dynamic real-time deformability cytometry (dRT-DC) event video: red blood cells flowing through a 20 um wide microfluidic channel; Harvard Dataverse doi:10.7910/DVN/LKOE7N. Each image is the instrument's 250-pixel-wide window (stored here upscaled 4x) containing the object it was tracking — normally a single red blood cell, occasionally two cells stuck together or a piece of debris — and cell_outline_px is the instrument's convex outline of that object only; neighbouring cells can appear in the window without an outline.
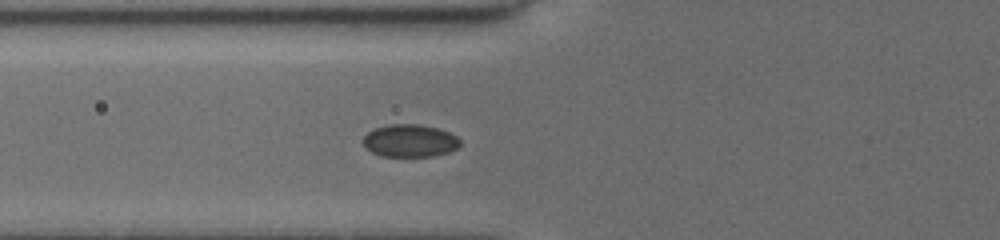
{"species": "common noctule bat (a hibernating species)", "species_latin": "Nyctalus noctula", "temperature_condition": "cold", "stored_images_in_passage": 36, "segment_of_instrument_passage": [1, 2], "camera_frame_rate_fps": 3000, "um_per_image_px": 0.085, "animal": {"sex": "female", "body_mass_g": 19.5, "forearm_length_mm": 54.1}, "frame": {"image": 1, "passage_image": 2, "time_ms": 0.333, "image_size_px": [1000, 240], "cell_outline_px": [[460, 148], [448, 152], [432, 156], [380, 156], [364, 148], [360, 140], [368, 132], [376, 128], [392, 124], [416, 124], [436, 128], [448, 132], [456, 136], [460, 140]], "centroid_in_image_um": [34.81, 11.97], "position_along_channel_um": 91.0, "area_um2": 18.5}}
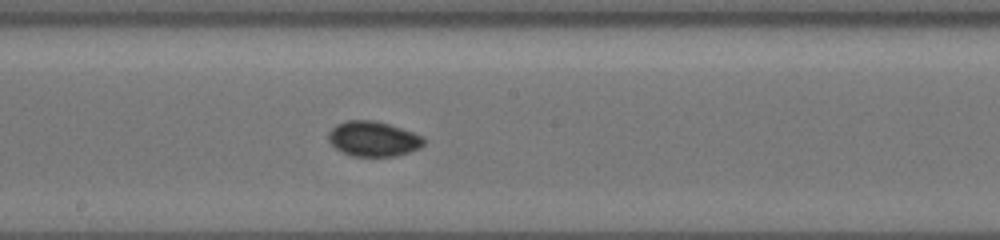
{"frame": {"image": 2, "passage_image": 12, "time_ms": 3.667, "image_size_px": [1000, 240], "cell_outline_px": [[424, 144], [420, 148], [396, 156], [352, 156], [340, 152], [328, 140], [328, 132], [336, 124], [348, 120], [372, 120], [388, 124], [424, 136]], "centroid_in_image_um": [31.71, 11.81], "position_along_channel_um": 216.5, "area_um2": 19.48}}
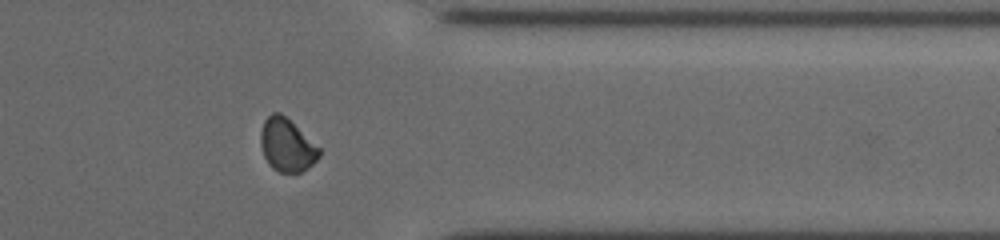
{"frame": {"image": 3, "passage_image": 26, "time_ms": 8.333, "image_size_px": [1000, 240], "cell_outline_px": [[320, 156], [308, 168], [300, 172], [280, 172], [272, 168], [268, 164], [264, 156], [260, 144], [260, 132], [264, 120], [272, 112], [280, 112], [320, 148]], "centroid_in_image_um": [24.36, 12.34], "position_along_channel_um": 387.0, "area_um2": 17.92}}